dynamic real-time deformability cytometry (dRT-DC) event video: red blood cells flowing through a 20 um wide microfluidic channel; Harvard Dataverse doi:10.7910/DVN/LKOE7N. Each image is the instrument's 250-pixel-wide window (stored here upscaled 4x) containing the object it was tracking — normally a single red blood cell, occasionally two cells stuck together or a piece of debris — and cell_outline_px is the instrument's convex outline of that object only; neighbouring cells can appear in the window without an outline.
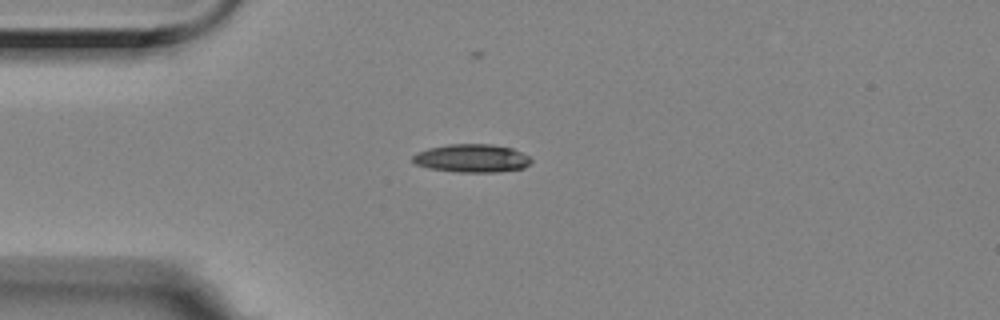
{"species": "Egyptian fruit bat (a non-hibernating species)", "species_latin": "Rousettus aegyptiacus", "temperature_condition": "room temperature", "stored_images_in_passage": 10, "camera_frame_rate_fps": 3000, "um_per_image_px": 0.085, "animal": {"sex": "female"}, "frame": {"image": 1, "passage_image": 1, "time_ms": 0.0, "image_size_px": [1000, 320], "cell_outline_px": [[532, 160], [524, 168], [496, 172], [460, 172], [428, 168], [416, 164], [412, 160], [412, 156], [416, 152], [428, 148], [448, 144], [492, 144], [512, 148], [528, 156]], "centroid_in_image_um": [40.08, 13.45], "position_along_channel_um": 44.9, "area_um2": 19.42}}
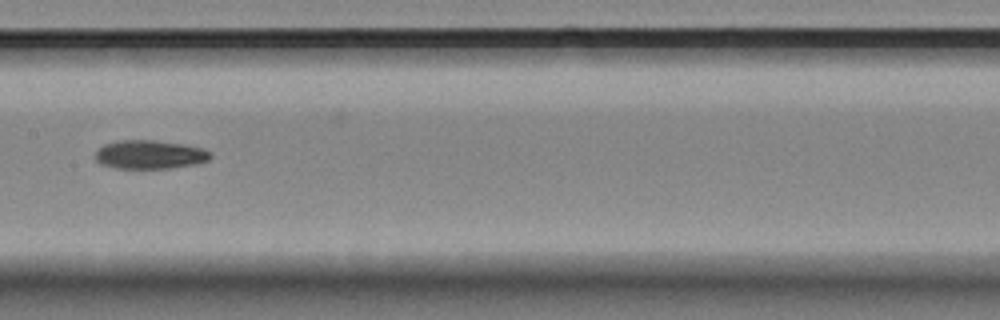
{"frame": {"image": 2, "passage_image": 5, "time_ms": 1.333, "image_size_px": [1000, 320], "cell_outline_px": [[212, 156], [208, 160], [196, 164], [168, 168], [116, 168], [100, 164], [96, 160], [96, 152], [104, 144], [116, 140], [152, 140], [184, 144], [204, 148], [212, 152]], "centroid_in_image_um": [12.75, 13.13], "position_along_channel_um": 194.6, "area_um2": 19.31}}
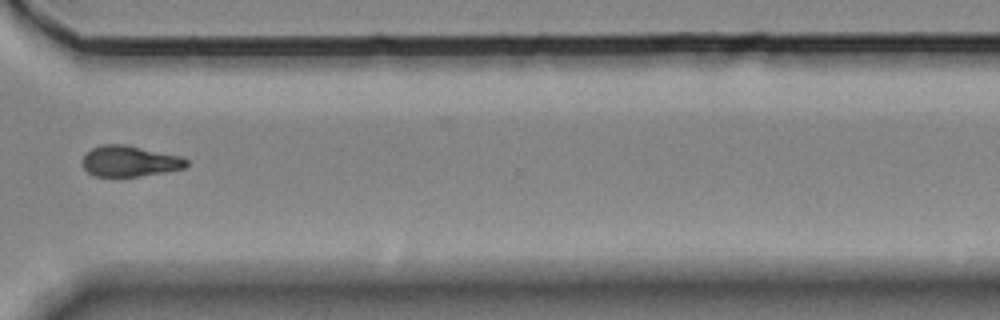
{"frame": {"image": 3, "passage_image": 9, "time_ms": 2.667, "image_size_px": [1000, 320], "cell_outline_px": [[188, 164], [184, 168], [164, 172], [136, 176], [92, 176], [84, 168], [84, 152], [100, 144], [124, 144], [180, 156], [188, 160]], "centroid_in_image_um": [10.99, 13.69], "position_along_channel_um": 359.6, "area_um2": 18.55}}